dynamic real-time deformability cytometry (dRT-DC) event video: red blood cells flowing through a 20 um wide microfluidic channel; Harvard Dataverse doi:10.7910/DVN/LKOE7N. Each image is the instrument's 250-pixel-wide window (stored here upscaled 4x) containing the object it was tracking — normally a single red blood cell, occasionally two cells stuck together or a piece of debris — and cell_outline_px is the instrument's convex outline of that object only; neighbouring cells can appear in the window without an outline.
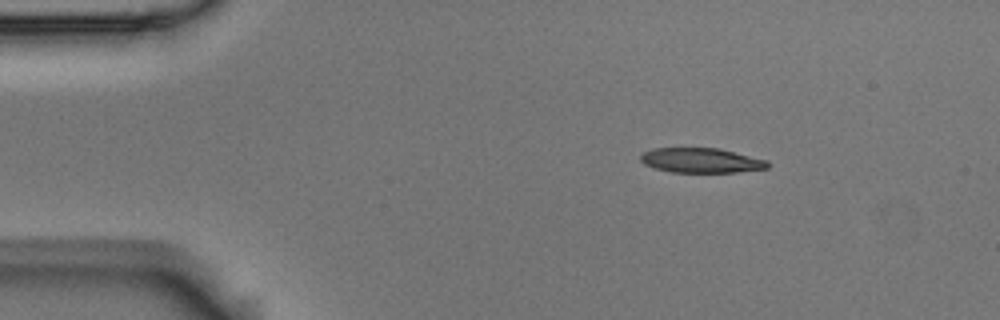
{"species": "Egyptian fruit bat (a non-hibernating species)", "species_latin": "Rousettus aegyptiacus", "temperature_condition": "room temperature", "stored_images_in_passage": 4, "segment_of_instrument_passage": [1, 2], "camera_frame_rate_fps": 3000, "um_per_image_px": 0.085, "animal": {"sex": "male"}, "frame": {"image": 1, "passage_image": 1, "time_ms": 0.0, "image_size_px": [1000, 320], "cell_outline_px": [[768, 168], [736, 172], [672, 172], [656, 168], [644, 164], [640, 160], [640, 156], [644, 152], [652, 148], [720, 148], [768, 160]], "centroid_in_image_um": [59.6, 13.63], "position_along_channel_um": 25.4, "area_um2": 18.32}}